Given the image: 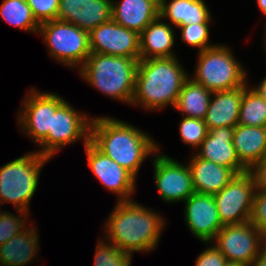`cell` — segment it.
Returning a JSON list of instances; mask_svg holds the SVG:
<instances>
[{"mask_svg":"<svg viewBox=\"0 0 266 266\" xmlns=\"http://www.w3.org/2000/svg\"><path fill=\"white\" fill-rule=\"evenodd\" d=\"M90 142L135 178L146 157L160 150L154 140L138 128L106 116L92 118Z\"/></svg>","mask_w":266,"mask_h":266,"instance_id":"6da1fadb","label":"cell"},{"mask_svg":"<svg viewBox=\"0 0 266 266\" xmlns=\"http://www.w3.org/2000/svg\"><path fill=\"white\" fill-rule=\"evenodd\" d=\"M106 222L107 239L121 251L150 252L158 245L164 220L133 200L118 201Z\"/></svg>","mask_w":266,"mask_h":266,"instance_id":"7a4b0ae2","label":"cell"},{"mask_svg":"<svg viewBox=\"0 0 266 266\" xmlns=\"http://www.w3.org/2000/svg\"><path fill=\"white\" fill-rule=\"evenodd\" d=\"M187 78L176 57L139 60L131 104H141L147 110L175 107Z\"/></svg>","mask_w":266,"mask_h":266,"instance_id":"3957f363","label":"cell"},{"mask_svg":"<svg viewBox=\"0 0 266 266\" xmlns=\"http://www.w3.org/2000/svg\"><path fill=\"white\" fill-rule=\"evenodd\" d=\"M138 63L136 59L91 53L80 68V74L105 95L131 104Z\"/></svg>","mask_w":266,"mask_h":266,"instance_id":"277c9868","label":"cell"},{"mask_svg":"<svg viewBox=\"0 0 266 266\" xmlns=\"http://www.w3.org/2000/svg\"><path fill=\"white\" fill-rule=\"evenodd\" d=\"M50 158L38 152L28 153L0 168V204H14L17 210L28 213L39 182V173Z\"/></svg>","mask_w":266,"mask_h":266,"instance_id":"5b68a950","label":"cell"},{"mask_svg":"<svg viewBox=\"0 0 266 266\" xmlns=\"http://www.w3.org/2000/svg\"><path fill=\"white\" fill-rule=\"evenodd\" d=\"M192 79L211 92L230 90L246 85V72L224 45H214L198 53Z\"/></svg>","mask_w":266,"mask_h":266,"instance_id":"8992f818","label":"cell"},{"mask_svg":"<svg viewBox=\"0 0 266 266\" xmlns=\"http://www.w3.org/2000/svg\"><path fill=\"white\" fill-rule=\"evenodd\" d=\"M38 33L44 38L50 56L65 65L80 68L91 54L89 32L72 23L52 20L40 24Z\"/></svg>","mask_w":266,"mask_h":266,"instance_id":"52a82bcc","label":"cell"},{"mask_svg":"<svg viewBox=\"0 0 266 266\" xmlns=\"http://www.w3.org/2000/svg\"><path fill=\"white\" fill-rule=\"evenodd\" d=\"M92 118L78 113L67 101H64L52 114L51 131L39 144L40 155L51 158L60 148L76 142L81 138L85 143L90 141V125Z\"/></svg>","mask_w":266,"mask_h":266,"instance_id":"ba28073f","label":"cell"},{"mask_svg":"<svg viewBox=\"0 0 266 266\" xmlns=\"http://www.w3.org/2000/svg\"><path fill=\"white\" fill-rule=\"evenodd\" d=\"M255 189L254 176L246 171L235 175L220 192L213 195L223 226L250 220Z\"/></svg>","mask_w":266,"mask_h":266,"instance_id":"9c48e42d","label":"cell"},{"mask_svg":"<svg viewBox=\"0 0 266 266\" xmlns=\"http://www.w3.org/2000/svg\"><path fill=\"white\" fill-rule=\"evenodd\" d=\"M213 240L226 261L246 266L252 264L266 244V237L250 221L223 226Z\"/></svg>","mask_w":266,"mask_h":266,"instance_id":"30bf717a","label":"cell"},{"mask_svg":"<svg viewBox=\"0 0 266 266\" xmlns=\"http://www.w3.org/2000/svg\"><path fill=\"white\" fill-rule=\"evenodd\" d=\"M22 102V112L18 115V123L22 132L27 133L38 145L51 131L52 114L65 101L61 96L31 89Z\"/></svg>","mask_w":266,"mask_h":266,"instance_id":"8fae6325","label":"cell"},{"mask_svg":"<svg viewBox=\"0 0 266 266\" xmlns=\"http://www.w3.org/2000/svg\"><path fill=\"white\" fill-rule=\"evenodd\" d=\"M89 46L91 53L140 60V34L113 19L89 32Z\"/></svg>","mask_w":266,"mask_h":266,"instance_id":"7c38bea8","label":"cell"},{"mask_svg":"<svg viewBox=\"0 0 266 266\" xmlns=\"http://www.w3.org/2000/svg\"><path fill=\"white\" fill-rule=\"evenodd\" d=\"M153 168L156 188L165 202L186 201L193 193L189 166L155 152Z\"/></svg>","mask_w":266,"mask_h":266,"instance_id":"4fadbf2b","label":"cell"},{"mask_svg":"<svg viewBox=\"0 0 266 266\" xmlns=\"http://www.w3.org/2000/svg\"><path fill=\"white\" fill-rule=\"evenodd\" d=\"M88 166L108 191L119 196L118 201L132 200L136 178L125 168L99 151L90 141L85 143Z\"/></svg>","mask_w":266,"mask_h":266,"instance_id":"5bb4252c","label":"cell"},{"mask_svg":"<svg viewBox=\"0 0 266 266\" xmlns=\"http://www.w3.org/2000/svg\"><path fill=\"white\" fill-rule=\"evenodd\" d=\"M185 202V221L192 234L204 243L213 241L223 227L213 195L193 193Z\"/></svg>","mask_w":266,"mask_h":266,"instance_id":"9a60e30c","label":"cell"},{"mask_svg":"<svg viewBox=\"0 0 266 266\" xmlns=\"http://www.w3.org/2000/svg\"><path fill=\"white\" fill-rule=\"evenodd\" d=\"M112 0H60L57 19L90 32L111 19Z\"/></svg>","mask_w":266,"mask_h":266,"instance_id":"2e32d148","label":"cell"},{"mask_svg":"<svg viewBox=\"0 0 266 266\" xmlns=\"http://www.w3.org/2000/svg\"><path fill=\"white\" fill-rule=\"evenodd\" d=\"M234 127L224 126L208 130L196 153L199 158L230 168L236 175L248 171L239 161L233 146Z\"/></svg>","mask_w":266,"mask_h":266,"instance_id":"e0dca14e","label":"cell"},{"mask_svg":"<svg viewBox=\"0 0 266 266\" xmlns=\"http://www.w3.org/2000/svg\"><path fill=\"white\" fill-rule=\"evenodd\" d=\"M243 93L244 86L212 92V99L203 119L208 130L224 126L235 127L238 124Z\"/></svg>","mask_w":266,"mask_h":266,"instance_id":"ac0fdd59","label":"cell"},{"mask_svg":"<svg viewBox=\"0 0 266 266\" xmlns=\"http://www.w3.org/2000/svg\"><path fill=\"white\" fill-rule=\"evenodd\" d=\"M160 0H121L112 2L111 19L121 26L141 33L159 17Z\"/></svg>","mask_w":266,"mask_h":266,"instance_id":"d6986e66","label":"cell"},{"mask_svg":"<svg viewBox=\"0 0 266 266\" xmlns=\"http://www.w3.org/2000/svg\"><path fill=\"white\" fill-rule=\"evenodd\" d=\"M188 166L195 193L215 195L236 175L230 168L199 158L196 154Z\"/></svg>","mask_w":266,"mask_h":266,"instance_id":"ffe728a7","label":"cell"},{"mask_svg":"<svg viewBox=\"0 0 266 266\" xmlns=\"http://www.w3.org/2000/svg\"><path fill=\"white\" fill-rule=\"evenodd\" d=\"M233 146L240 163L250 171L266 158V127L237 124L233 131Z\"/></svg>","mask_w":266,"mask_h":266,"instance_id":"44dd1931","label":"cell"},{"mask_svg":"<svg viewBox=\"0 0 266 266\" xmlns=\"http://www.w3.org/2000/svg\"><path fill=\"white\" fill-rule=\"evenodd\" d=\"M171 25L161 22V17L149 23L140 33V60L175 57L171 48L175 38Z\"/></svg>","mask_w":266,"mask_h":266,"instance_id":"7402d4cb","label":"cell"},{"mask_svg":"<svg viewBox=\"0 0 266 266\" xmlns=\"http://www.w3.org/2000/svg\"><path fill=\"white\" fill-rule=\"evenodd\" d=\"M160 0L159 16L169 18L172 26L209 24L211 13L204 0Z\"/></svg>","mask_w":266,"mask_h":266,"instance_id":"603a6c76","label":"cell"},{"mask_svg":"<svg viewBox=\"0 0 266 266\" xmlns=\"http://www.w3.org/2000/svg\"><path fill=\"white\" fill-rule=\"evenodd\" d=\"M38 245L34 226L24 228L0 246V266H23L31 263L37 255Z\"/></svg>","mask_w":266,"mask_h":266,"instance_id":"cb8c5ba5","label":"cell"},{"mask_svg":"<svg viewBox=\"0 0 266 266\" xmlns=\"http://www.w3.org/2000/svg\"><path fill=\"white\" fill-rule=\"evenodd\" d=\"M212 92L188 77L179 93L174 110H180L189 118L204 119Z\"/></svg>","mask_w":266,"mask_h":266,"instance_id":"d4e9b609","label":"cell"},{"mask_svg":"<svg viewBox=\"0 0 266 266\" xmlns=\"http://www.w3.org/2000/svg\"><path fill=\"white\" fill-rule=\"evenodd\" d=\"M0 17L17 28L33 33L38 32L40 26L26 0H4L0 5Z\"/></svg>","mask_w":266,"mask_h":266,"instance_id":"484cf974","label":"cell"},{"mask_svg":"<svg viewBox=\"0 0 266 266\" xmlns=\"http://www.w3.org/2000/svg\"><path fill=\"white\" fill-rule=\"evenodd\" d=\"M238 124L266 127V100L247 87V84L244 85Z\"/></svg>","mask_w":266,"mask_h":266,"instance_id":"4316f807","label":"cell"},{"mask_svg":"<svg viewBox=\"0 0 266 266\" xmlns=\"http://www.w3.org/2000/svg\"><path fill=\"white\" fill-rule=\"evenodd\" d=\"M99 240L94 257V266H131L130 254L121 251L111 242Z\"/></svg>","mask_w":266,"mask_h":266,"instance_id":"83f0119b","label":"cell"},{"mask_svg":"<svg viewBox=\"0 0 266 266\" xmlns=\"http://www.w3.org/2000/svg\"><path fill=\"white\" fill-rule=\"evenodd\" d=\"M180 136L187 145L199 147L208 133L207 126L202 119L184 117L180 123Z\"/></svg>","mask_w":266,"mask_h":266,"instance_id":"f1b7e54d","label":"cell"},{"mask_svg":"<svg viewBox=\"0 0 266 266\" xmlns=\"http://www.w3.org/2000/svg\"><path fill=\"white\" fill-rule=\"evenodd\" d=\"M181 30V39L189 46L198 47L199 52L213 47L208 44L209 25L208 24H188L178 27Z\"/></svg>","mask_w":266,"mask_h":266,"instance_id":"f546056e","label":"cell"},{"mask_svg":"<svg viewBox=\"0 0 266 266\" xmlns=\"http://www.w3.org/2000/svg\"><path fill=\"white\" fill-rule=\"evenodd\" d=\"M17 212L20 213L19 217L0 211V246L15 235H18L23 228H26V219L24 218L25 216L28 217L26 212L20 210H17ZM21 215H23V220L20 219V217L22 218Z\"/></svg>","mask_w":266,"mask_h":266,"instance_id":"4dcf8cb0","label":"cell"},{"mask_svg":"<svg viewBox=\"0 0 266 266\" xmlns=\"http://www.w3.org/2000/svg\"><path fill=\"white\" fill-rule=\"evenodd\" d=\"M39 24L56 20L60 0H26Z\"/></svg>","mask_w":266,"mask_h":266,"instance_id":"1f68e13d","label":"cell"},{"mask_svg":"<svg viewBox=\"0 0 266 266\" xmlns=\"http://www.w3.org/2000/svg\"><path fill=\"white\" fill-rule=\"evenodd\" d=\"M249 221L266 237V191L255 190Z\"/></svg>","mask_w":266,"mask_h":266,"instance_id":"d6a6232c","label":"cell"},{"mask_svg":"<svg viewBox=\"0 0 266 266\" xmlns=\"http://www.w3.org/2000/svg\"><path fill=\"white\" fill-rule=\"evenodd\" d=\"M226 262L224 254L215 246H209L196 259V266H223Z\"/></svg>","mask_w":266,"mask_h":266,"instance_id":"836d02e7","label":"cell"},{"mask_svg":"<svg viewBox=\"0 0 266 266\" xmlns=\"http://www.w3.org/2000/svg\"><path fill=\"white\" fill-rule=\"evenodd\" d=\"M250 172L255 179V190L266 191V158L257 163Z\"/></svg>","mask_w":266,"mask_h":266,"instance_id":"e575fe53","label":"cell"},{"mask_svg":"<svg viewBox=\"0 0 266 266\" xmlns=\"http://www.w3.org/2000/svg\"><path fill=\"white\" fill-rule=\"evenodd\" d=\"M250 266H266V244Z\"/></svg>","mask_w":266,"mask_h":266,"instance_id":"d590c367","label":"cell"},{"mask_svg":"<svg viewBox=\"0 0 266 266\" xmlns=\"http://www.w3.org/2000/svg\"><path fill=\"white\" fill-rule=\"evenodd\" d=\"M253 90L266 100V76L265 78L258 84L257 87L253 88Z\"/></svg>","mask_w":266,"mask_h":266,"instance_id":"8d00e7d4","label":"cell"},{"mask_svg":"<svg viewBox=\"0 0 266 266\" xmlns=\"http://www.w3.org/2000/svg\"><path fill=\"white\" fill-rule=\"evenodd\" d=\"M258 7L264 16H266V0H257Z\"/></svg>","mask_w":266,"mask_h":266,"instance_id":"74e56055","label":"cell"},{"mask_svg":"<svg viewBox=\"0 0 266 266\" xmlns=\"http://www.w3.org/2000/svg\"><path fill=\"white\" fill-rule=\"evenodd\" d=\"M223 266H246V265H244L243 263L226 261Z\"/></svg>","mask_w":266,"mask_h":266,"instance_id":"f35d334b","label":"cell"},{"mask_svg":"<svg viewBox=\"0 0 266 266\" xmlns=\"http://www.w3.org/2000/svg\"><path fill=\"white\" fill-rule=\"evenodd\" d=\"M265 27H266V26H265ZM264 37H265V39H264V43H265L264 48H265V50H266V28H265V35H264Z\"/></svg>","mask_w":266,"mask_h":266,"instance_id":"ab89813d","label":"cell"}]
</instances>
